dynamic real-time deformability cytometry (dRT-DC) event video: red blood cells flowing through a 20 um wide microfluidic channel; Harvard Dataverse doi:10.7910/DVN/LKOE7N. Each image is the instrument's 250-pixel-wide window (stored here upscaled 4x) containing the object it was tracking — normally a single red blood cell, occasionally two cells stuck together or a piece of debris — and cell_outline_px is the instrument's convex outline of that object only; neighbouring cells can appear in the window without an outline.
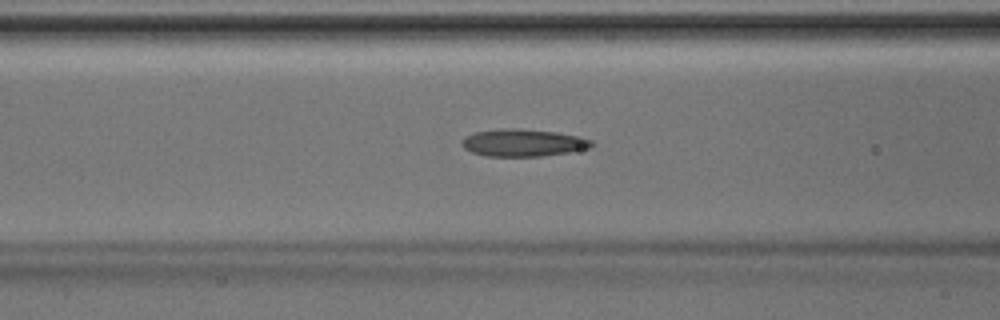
{"species": "Egyptian fruit bat (a non-hibernating species)", "species_latin": "Rousettus aegyptiacus", "temperature_condition": "room temperature", "stored_images_in_passage": 41, "camera_frame_rate_fps": 3000, "um_per_image_px": 0.085, "animal": {"sex": "male"}, "frame": {"image": 1, "passage_image": 13, "time_ms": 4.0, "image_size_px": [1000, 320], "cell_outline_px": [[592, 144], [588, 148], [568, 152], [540, 156], [484, 156], [472, 152], [464, 148], [460, 144], [460, 140], [476, 132], [504, 128], [520, 128], [556, 132], [580, 136], [592, 140]], "centroid_in_image_um": [44.44, 12.13], "position_along_channel_um": 122.2, "area_um2": 20.58}}
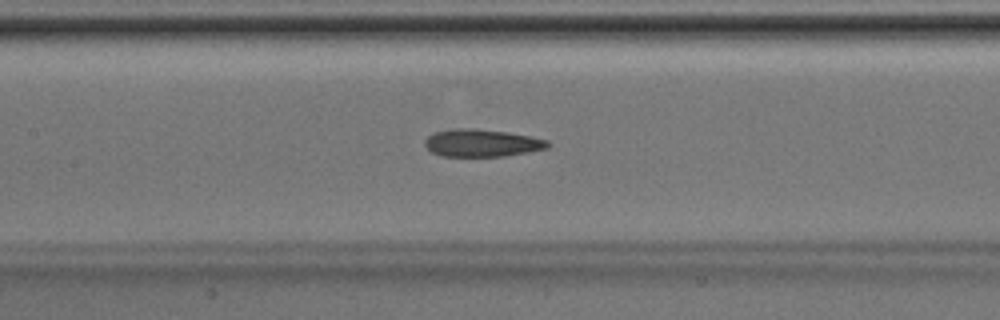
{"frame": {"image": 2, "passage_image": 16, "time_ms": 5.0, "image_size_px": [1000, 320], "cell_outline_px": [[552, 144], [548, 148], [528, 152], [504, 156], [440, 156], [432, 152], [424, 144], [424, 140], [428, 136], [436, 132], [456, 128], [472, 128], [508, 132], [532, 136], [548, 140]], "centroid_in_image_um": [40.99, 12.15], "position_along_channel_um": 166.4, "area_um2": 19.77}}
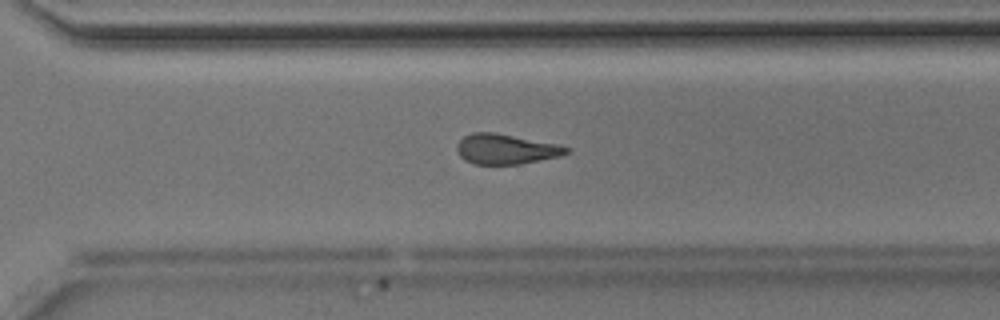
{"frame": {"image": 3, "passage_image": 27, "time_ms": 8.667, "image_size_px": [1000, 320], "cell_outline_px": [[568, 152], [556, 156], [520, 164], [472, 164], [464, 160], [460, 156], [456, 148], [456, 144], [464, 136], [472, 132], [492, 132], [560, 144], [568, 148]], "centroid_in_image_um": [42.93, 12.67], "position_along_channel_um": 327.7, "area_um2": 19.02}}